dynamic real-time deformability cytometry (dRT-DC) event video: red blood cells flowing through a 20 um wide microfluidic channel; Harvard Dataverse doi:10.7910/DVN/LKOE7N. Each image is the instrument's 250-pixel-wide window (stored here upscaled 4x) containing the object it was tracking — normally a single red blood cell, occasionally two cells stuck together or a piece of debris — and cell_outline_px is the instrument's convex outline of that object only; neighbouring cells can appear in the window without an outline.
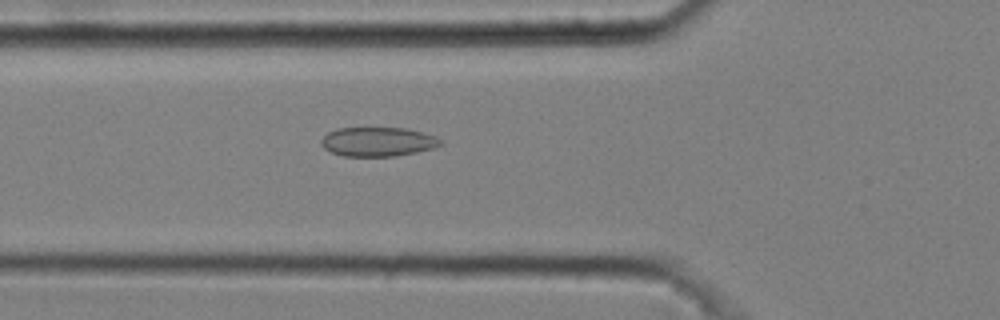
{"species": "common noctule bat (a hibernating species)", "species_latin": "Nyctalus noctula", "temperature_condition": "cold", "stored_images_in_passage": 6, "camera_frame_rate_fps": 3000, "um_per_image_px": 0.085, "animal": {"sex": "male", "body_mass_g": 20.4}, "frame": {"image": 1, "passage_image": 6, "time_ms": 1.667, "image_size_px": [1000, 320], "cell_outline_px": [[444, 144], [432, 148], [416, 152], [396, 156], [344, 156], [332, 152], [324, 148], [320, 144], [320, 140], [328, 132], [336, 128], [404, 128], [436, 136], [444, 140]], "centroid_in_image_um": [32.12, 12.05], "position_along_channel_um": 93.7, "area_um2": 20.35}}